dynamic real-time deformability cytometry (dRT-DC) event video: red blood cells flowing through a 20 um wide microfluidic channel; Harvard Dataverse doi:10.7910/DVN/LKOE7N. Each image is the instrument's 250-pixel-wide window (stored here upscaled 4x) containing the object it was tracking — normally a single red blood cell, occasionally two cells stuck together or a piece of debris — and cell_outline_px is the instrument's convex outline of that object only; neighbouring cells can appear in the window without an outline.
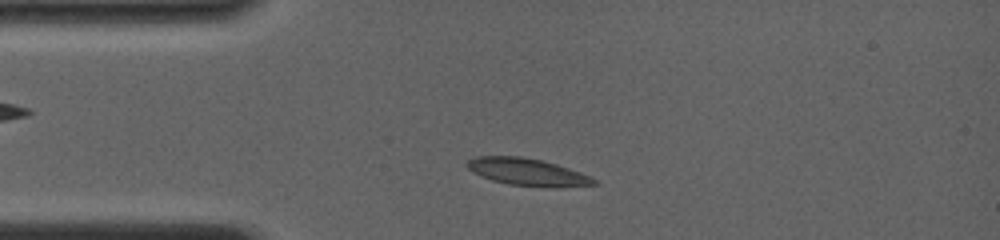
{"species": "common noctule bat (a hibernating species)", "species_latin": "Nyctalus noctula", "temperature_condition": "room temperature", "stored_images_in_passage": 55, "camera_frame_rate_fps": 4000, "um_per_image_px": 0.085, "animal": {"sex": "female", "body_mass_g": 19.0, "forearm_length_mm": 56.7}, "frame": {"image": 1, "passage_image": 8, "time_ms": 1.5, "image_size_px": [1000, 240], "cell_outline_px": [[600, 184], [508, 184], [492, 180], [480, 176], [472, 172], [464, 164], [468, 160], [476, 156], [520, 156], [540, 160], [556, 164], [580, 172], [596, 180]], "centroid_in_image_um": [44.65, 14.55], "position_along_channel_um": 40.4, "area_um2": 18.84}}
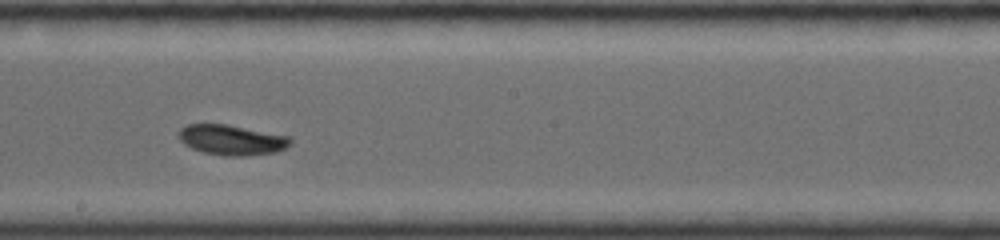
{"frame": {"image": 2, "passage_image": 30, "time_ms": 6.75, "image_size_px": [1000, 240], "cell_outline_px": [[292, 144], [276, 152], [248, 156], [224, 156], [204, 152], [192, 148], [184, 144], [180, 140], [176, 132], [180, 128], [188, 124], [228, 124], [292, 136]], "centroid_in_image_um": [19.72, 11.88], "position_along_channel_um": 228.5, "area_um2": 20.06}}
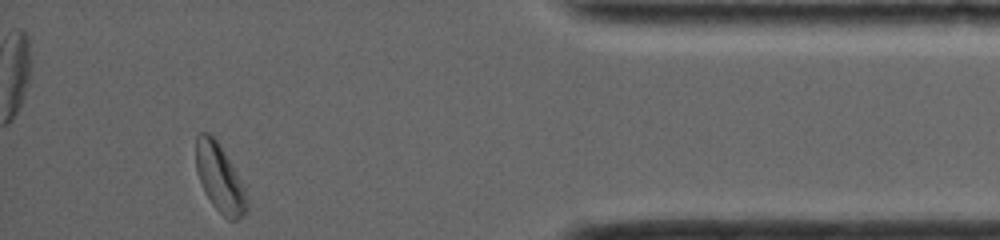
{"frame": {"image": 3, "passage_image": 55, "time_ms": 12.25, "image_size_px": [1000, 240], "cell_outline_px": [[248, 212], [236, 220], [228, 220], [212, 204], [204, 192], [196, 172], [196, 136], [200, 132], [208, 132], [220, 144], [240, 180], [244, 188], [248, 204]], "centroid_in_image_um": [18.66, 15.15], "position_along_channel_um": 416.5, "area_um2": 20.06}, "authors_computed_cell_mechanics": {"area_um2": 19.7676, "velocity_mm_per_s": 3.9593, "shape_relaxation_time_tau1_ms": 3.0862, "shape_relaxation_time_tau2_ms": 5.5623, "deformation_change_tau1": 0.1315, "deformation_change_tau2": 0.0939}}